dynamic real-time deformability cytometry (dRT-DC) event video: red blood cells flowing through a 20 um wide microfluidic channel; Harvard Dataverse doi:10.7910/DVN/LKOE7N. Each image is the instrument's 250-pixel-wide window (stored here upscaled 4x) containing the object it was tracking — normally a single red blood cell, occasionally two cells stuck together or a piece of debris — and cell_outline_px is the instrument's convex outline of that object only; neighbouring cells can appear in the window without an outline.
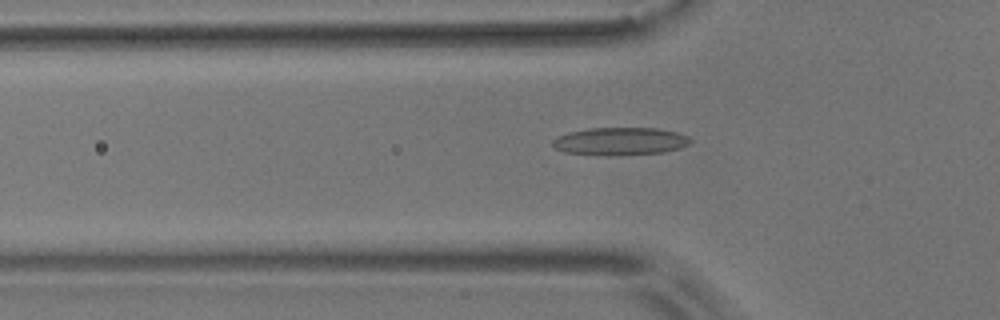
{"species": "common noctule bat (a hibernating species)", "species_latin": "Nyctalus noctula", "temperature_condition": "room temperature", "stored_images_in_passage": 49, "camera_frame_rate_fps": 3000, "um_per_image_px": 0.085, "animal": {"sex": "male", "body_mass_g": 17.9}, "frame": {"image": 1, "passage_image": 18, "time_ms": 5.667, "image_size_px": [1000, 320], "cell_outline_px": [[692, 140], [688, 144], [680, 148], [664, 152], [564, 152], [556, 148], [552, 144], [552, 140], [556, 136], [568, 132], [588, 128], [656, 128], [676, 132], [688, 136]], "centroid_in_image_um": [52.73, 11.94], "position_along_channel_um": 73.1, "area_um2": 20.92}}
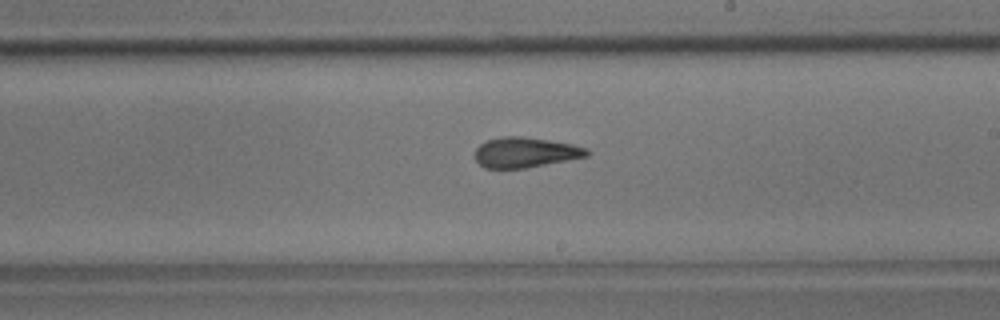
{"frame": {"image": 2, "passage_image": 32, "time_ms": 10.333, "image_size_px": [1000, 320], "cell_outline_px": [[592, 152], [588, 156], [524, 168], [484, 168], [476, 160], [476, 148], [480, 144], [488, 140], [504, 136], [524, 136], [572, 144], [588, 148]], "centroid_in_image_um": [44.68, 12.95], "position_along_channel_um": 244.3, "area_um2": 19.59}}
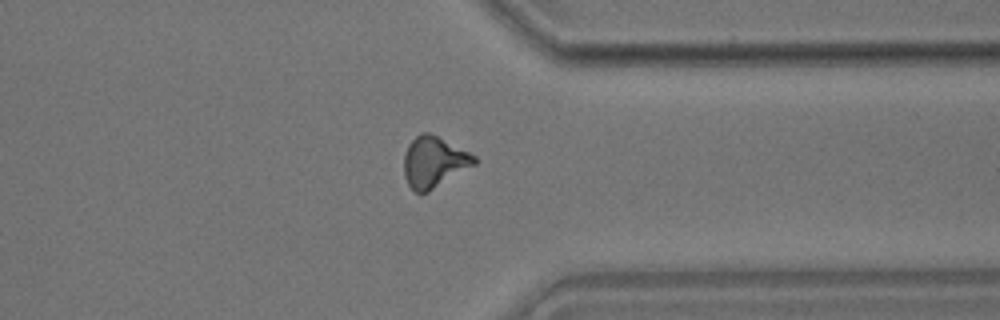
{"frame": {"image": 3, "passage_image": 43, "time_ms": 14.0, "image_size_px": [1000, 320], "cell_outline_px": [[480, 160], [476, 164], [428, 192], [420, 196], [408, 184], [404, 176], [404, 156], [408, 144], [420, 132], [428, 132], [476, 156]], "centroid_in_image_um": [36.88, 13.79], "position_along_channel_um": 374.5, "area_um2": 20.87}}